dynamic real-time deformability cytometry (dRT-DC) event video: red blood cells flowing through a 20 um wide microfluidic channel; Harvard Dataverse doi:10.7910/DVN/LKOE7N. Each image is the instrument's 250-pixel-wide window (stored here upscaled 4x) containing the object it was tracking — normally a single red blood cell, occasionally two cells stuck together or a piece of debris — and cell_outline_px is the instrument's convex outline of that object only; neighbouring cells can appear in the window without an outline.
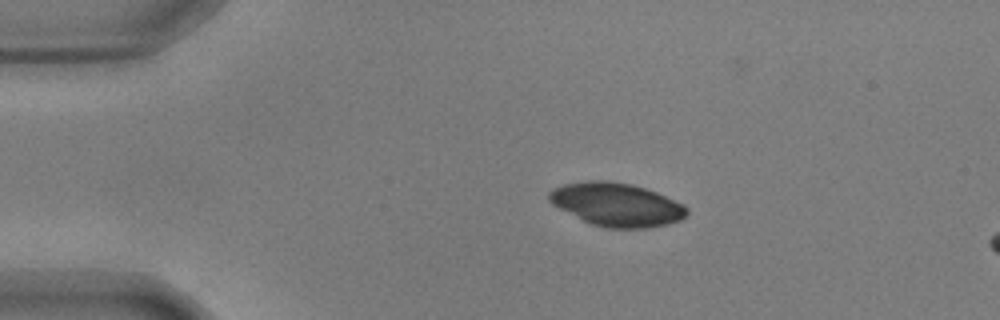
{"species": "common noctule bat (a hibernating species)", "species_latin": "Nyctalus noctula", "temperature_condition": "warm", "stored_images_in_passage": 16, "camera_frame_rate_fps": 3000, "um_per_image_px": 0.085, "animal": {"sex": "male", "body_mass_g": 17.9, "forearm_length_mm": 54.2}, "frame": {"image": 1, "passage_image": 10, "time_ms": 3.0, "image_size_px": [1000, 320], "cell_outline_px": [[688, 212], [680, 220], [668, 224], [648, 228], [604, 228], [592, 224], [552, 204], [548, 200], [548, 192], [552, 188], [564, 184], [588, 180], [608, 180], [632, 184], [656, 192], [684, 204], [688, 208]], "centroid_in_image_um": [52.41, 17.38], "position_along_channel_um": 32.6, "area_um2": 34.8}}